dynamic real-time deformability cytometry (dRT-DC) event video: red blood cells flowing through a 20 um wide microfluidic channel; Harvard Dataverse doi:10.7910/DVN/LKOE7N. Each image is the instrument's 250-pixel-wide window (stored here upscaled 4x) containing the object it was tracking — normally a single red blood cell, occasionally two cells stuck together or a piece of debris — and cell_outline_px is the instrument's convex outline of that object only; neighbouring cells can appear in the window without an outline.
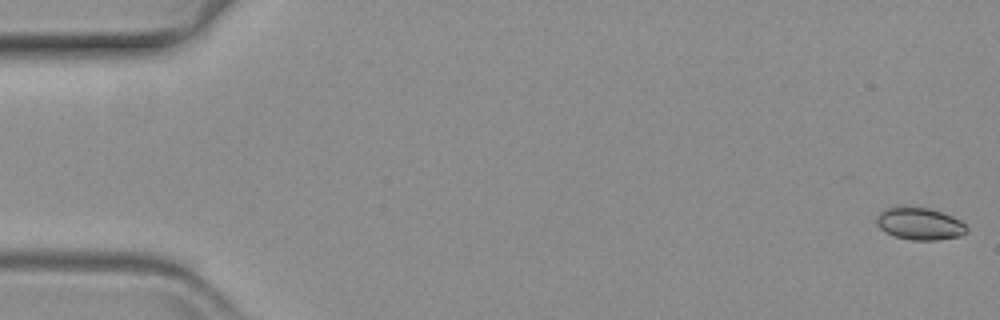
{"species": "common noctule bat (a hibernating species)", "species_latin": "Nyctalus noctula", "temperature_condition": "warm", "stored_images_in_passage": 14, "camera_frame_rate_fps": 3000, "um_per_image_px": 0.085, "animal": {"sex": "female", "body_mass_g": 19.3, "forearm_length_mm": 54.1}, "frame": {"image": 1, "passage_image": 1, "time_ms": 0.0, "image_size_px": [1000, 320], "cell_outline_px": [[968, 232], [960, 236], [936, 240], [912, 240], [896, 236], [884, 232], [876, 224], [876, 216], [884, 208], [896, 204], [928, 208], [952, 216], [960, 220], [968, 228]], "centroid_in_image_um": [78.12, 18.98], "position_along_channel_um": 6.9, "area_um2": 17.34}}